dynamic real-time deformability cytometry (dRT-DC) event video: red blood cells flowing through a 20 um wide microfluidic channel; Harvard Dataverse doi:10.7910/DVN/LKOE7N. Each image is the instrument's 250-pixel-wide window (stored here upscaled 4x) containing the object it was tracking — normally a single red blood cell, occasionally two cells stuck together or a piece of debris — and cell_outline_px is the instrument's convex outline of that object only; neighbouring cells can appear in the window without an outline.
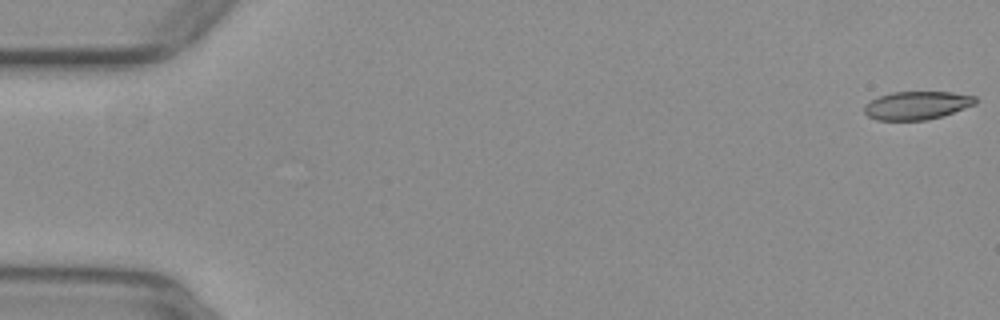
{"species": "common noctule bat (a hibernating species)", "species_latin": "Nyctalus noctula", "temperature_condition": "warm", "stored_images_in_passage": 53, "camera_frame_rate_fps": 3000, "um_per_image_px": 0.085, "animal": {"sex": "female", "body_mass_g": 29.2, "forearm_length_mm": 56.3}, "frame": {"image": 1, "passage_image": 1, "time_ms": 0.0, "image_size_px": [1000, 320], "cell_outline_px": [[976, 104], [944, 116], [928, 120], [876, 120], [868, 116], [864, 112], [864, 108], [872, 100], [880, 96], [892, 92], [952, 92], [976, 96]], "centroid_in_image_um": [77.98, 8.96], "position_along_channel_um": 7.0, "area_um2": 18.26}}
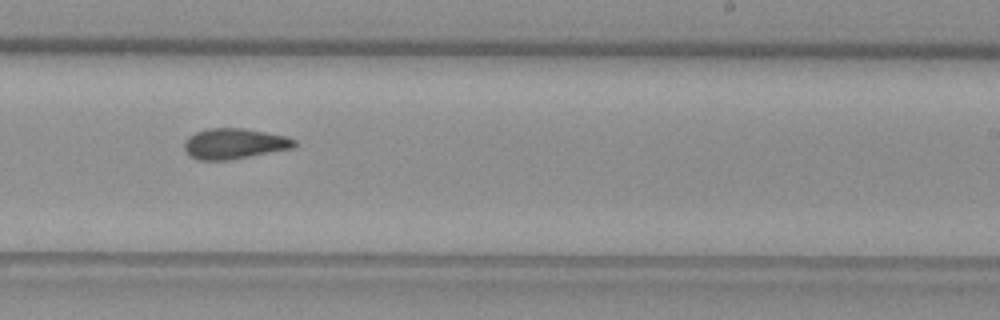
{"frame": {"image": 2, "passage_image": 33, "time_ms": 10.667, "image_size_px": [1000, 320], "cell_outline_px": [[296, 144], [292, 148], [228, 160], [200, 160], [188, 156], [184, 152], [184, 140], [188, 136], [196, 132], [208, 128], [244, 128], [288, 136], [296, 140]], "centroid_in_image_um": [19.87, 12.2], "position_along_channel_um": 269.1, "area_um2": 19.71}}
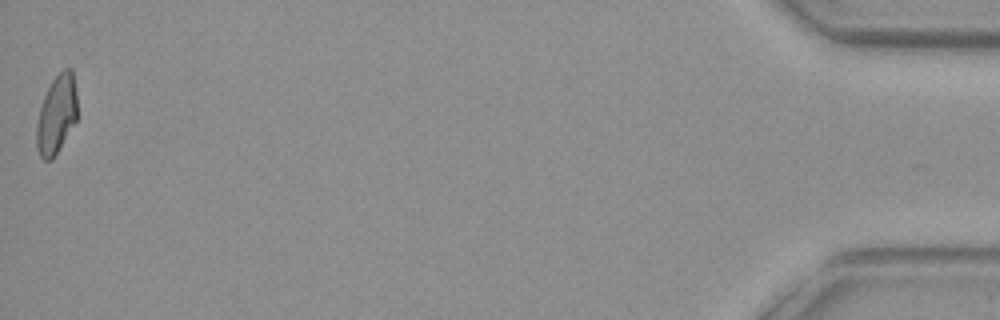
{"frame": {"image": 3, "passage_image": 53, "time_ms": 17.333, "image_size_px": [1000, 320], "cell_outline_px": [[76, 120], [52, 160], [44, 160], [40, 156], [36, 148], [36, 124], [40, 108], [44, 96], [52, 80], [64, 68], [72, 68], [76, 92]], "centroid_in_image_um": [4.79, 9.73], "position_along_channel_um": 430.4, "area_um2": 18.44}, "authors_computed_cell_mechanics": {"area_um2": 19.3052, "velocity_mm_per_s": 3.953, "shape_relaxation_time_tau1_ms": null, "shape_relaxation_time_tau2_ms": 3.3483, "deformation_change_tau1": null, "deformation_change_tau2": 0.1086}}